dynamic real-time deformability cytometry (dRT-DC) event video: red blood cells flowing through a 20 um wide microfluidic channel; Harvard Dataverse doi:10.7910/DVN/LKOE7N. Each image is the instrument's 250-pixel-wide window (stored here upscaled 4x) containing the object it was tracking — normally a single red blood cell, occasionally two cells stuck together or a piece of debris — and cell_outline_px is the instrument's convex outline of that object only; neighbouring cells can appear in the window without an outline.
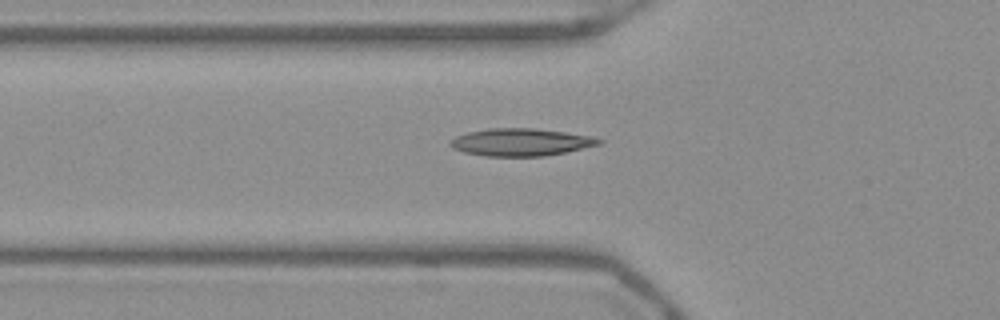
{"species": "Egyptian fruit bat (a non-hibernating species)", "species_latin": "Rousettus aegyptiacus", "temperature_condition": "warm", "stored_images_in_passage": 40, "camera_frame_rate_fps": 3000, "um_per_image_px": 0.085, "frame": {"image": 1, "passage_image": 11, "time_ms": 3.333, "image_size_px": [1000, 320], "cell_outline_px": [[604, 140], [600, 144], [564, 152], [544, 156], [484, 156], [464, 152], [452, 148], [448, 144], [448, 140], [456, 136], [468, 132], [488, 128], [532, 128], [564, 132], [592, 136]], "centroid_in_image_um": [44.22, 12.08], "position_along_channel_um": 81.6, "area_um2": 23.76}}
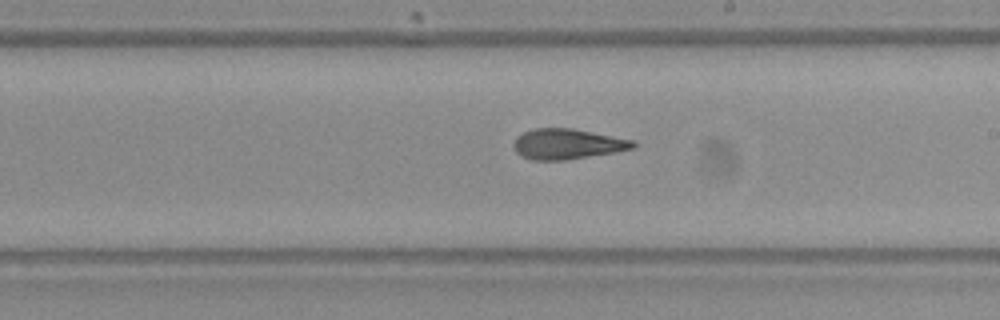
{"frame": {"image": 2, "passage_image": 23, "time_ms": 7.333, "image_size_px": [1000, 320], "cell_outline_px": [[640, 144], [636, 148], [616, 152], [564, 160], [532, 160], [520, 156], [516, 152], [512, 144], [516, 136], [532, 128], [572, 128], [636, 140]], "centroid_in_image_um": [48.26, 12.24], "position_along_channel_um": 240.7, "area_um2": 21.56}}
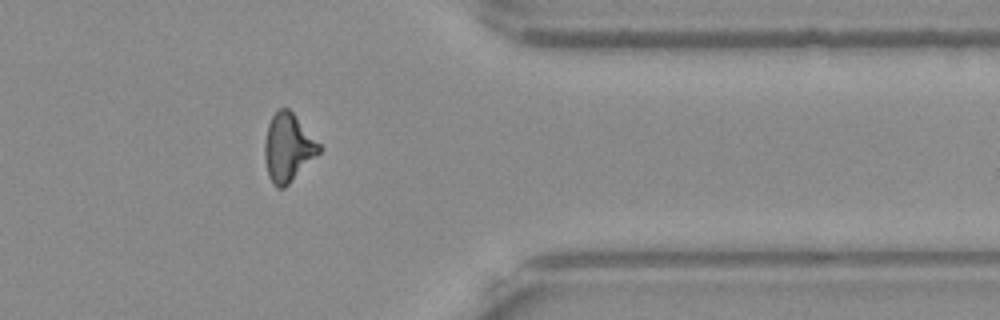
{"frame": {"image": 3, "passage_image": 35, "time_ms": 11.333, "image_size_px": [1000, 320], "cell_outline_px": [[320, 152], [284, 188], [276, 188], [272, 184], [268, 176], [264, 156], [264, 140], [268, 124], [272, 116], [280, 108], [288, 108], [292, 112], [320, 144]], "centroid_in_image_um": [24.45, 12.56], "position_along_channel_um": 387.0, "area_um2": 21.39}}